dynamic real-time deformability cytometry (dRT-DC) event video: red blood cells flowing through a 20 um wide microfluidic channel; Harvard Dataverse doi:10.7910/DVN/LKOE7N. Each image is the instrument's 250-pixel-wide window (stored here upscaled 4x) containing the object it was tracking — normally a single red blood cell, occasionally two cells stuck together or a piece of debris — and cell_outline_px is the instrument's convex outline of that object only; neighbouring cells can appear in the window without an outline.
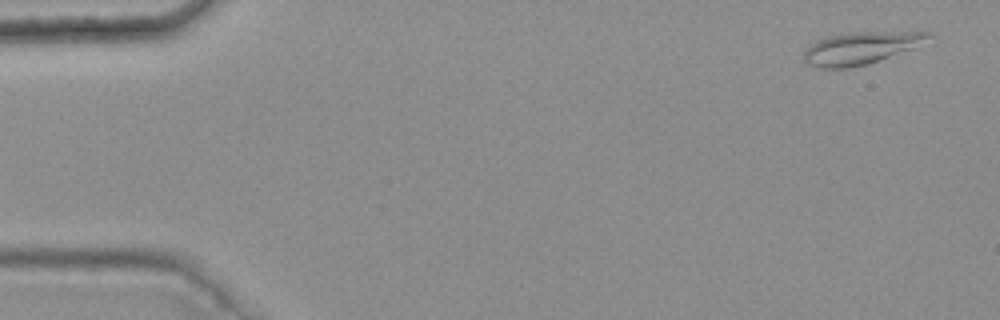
{"species": "common noctule bat (a hibernating species)", "species_latin": "Nyctalus noctula", "temperature_condition": "warm", "stored_images_in_passage": 4, "camera_frame_rate_fps": 3000, "um_per_image_px": 0.085, "animal": {"sex": "female", "body_mass_g": 25.1}, "frame": {"image": 1, "passage_image": 1, "time_ms": 0.0, "image_size_px": [1000, 320], "cell_outline_px": [[932, 36], [916, 48], [868, 64], [848, 68], [816, 68], [804, 64], [804, 52], [816, 40], [828, 36], [844, 32], [932, 32]], "centroid_in_image_um": [73.15, 4.09], "position_along_channel_um": 11.9, "area_um2": 23.7}}